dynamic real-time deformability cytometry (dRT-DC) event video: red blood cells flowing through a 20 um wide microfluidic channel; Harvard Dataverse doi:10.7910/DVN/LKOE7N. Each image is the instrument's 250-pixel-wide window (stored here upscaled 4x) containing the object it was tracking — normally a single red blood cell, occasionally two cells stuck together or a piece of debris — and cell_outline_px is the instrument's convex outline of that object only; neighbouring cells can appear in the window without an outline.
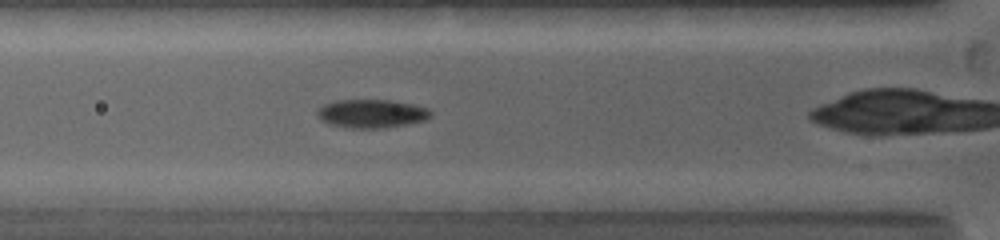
{"species": "common noctule bat (a hibernating species)", "species_latin": "Nyctalus noctula", "temperature_condition": "warm", "stored_images_in_passage": 28, "camera_frame_rate_fps": 5000, "um_per_image_px": 0.085, "animal": {"sex": "female", "body_mass_g": 19.0, "forearm_length_mm": 53.3}, "frame": {"image": 1, "passage_image": 5, "time_ms": 2.0, "image_size_px": [1000, 240], "cell_outline_px": [[432, 116], [428, 120], [380, 128], [352, 128], [328, 124], [320, 120], [316, 112], [324, 104], [336, 100], [392, 100], [412, 104], [428, 108], [432, 112]], "centroid_in_image_um": [31.59, 9.65], "position_along_channel_um": 94.2, "area_um2": 18.84}}
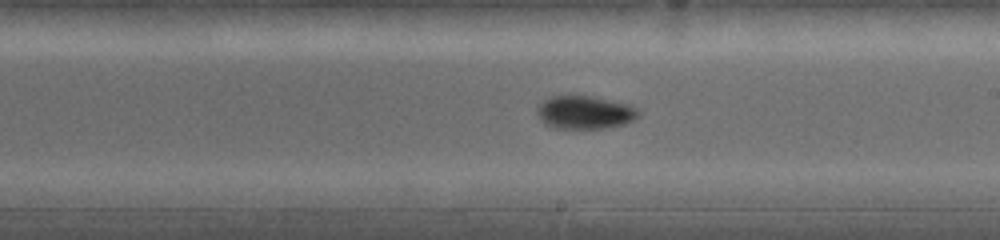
{"frame": {"image": 2, "passage_image": 13, "time_ms": 5.6, "image_size_px": [1000, 240], "cell_outline_px": [[640, 116], [624, 124], [604, 128], [556, 128], [544, 124], [540, 120], [536, 112], [536, 108], [544, 100], [552, 96], [568, 92], [572, 92], [592, 96], [628, 104], [636, 108], [640, 112]], "centroid_in_image_um": [49.66, 9.51], "position_along_channel_um": 239.3, "area_um2": 20.17}}
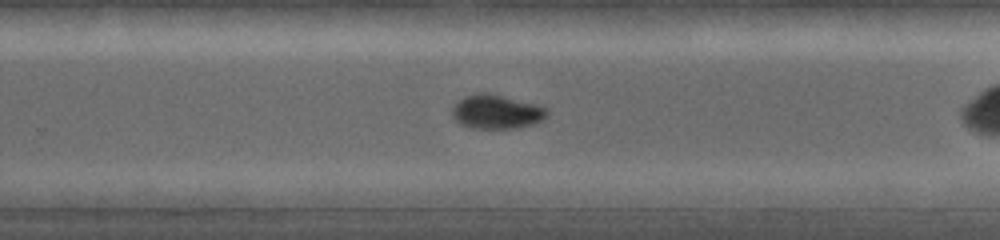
{"frame": {"image": 3, "passage_image": 16, "time_ms": 6.8, "image_size_px": [1000, 240], "cell_outline_px": [[548, 116], [532, 124], [512, 128], [472, 128], [460, 124], [452, 116], [452, 104], [464, 96], [476, 92], [488, 92], [536, 104], [548, 108]], "centroid_in_image_um": [42.16, 9.48], "position_along_channel_um": 287.6, "area_um2": 18.96}}